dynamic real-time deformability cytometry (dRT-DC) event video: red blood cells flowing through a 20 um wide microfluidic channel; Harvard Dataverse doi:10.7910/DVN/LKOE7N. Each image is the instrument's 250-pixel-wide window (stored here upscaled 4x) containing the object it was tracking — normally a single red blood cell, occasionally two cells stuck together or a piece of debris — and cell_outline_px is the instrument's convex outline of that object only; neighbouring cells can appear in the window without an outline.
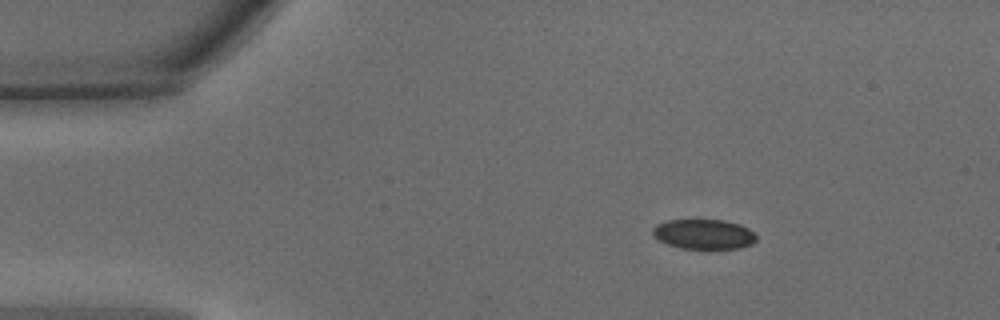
{"species": "common noctule bat (a hibernating species)", "species_latin": "Nyctalus noctula", "temperature_condition": "warm", "stored_images_in_passage": 41, "camera_frame_rate_fps": 3000, "um_per_image_px": 0.085, "animal": {"sex": "male", "body_mass_g": 15.6}, "frame": {"image": 1, "passage_image": 1, "time_ms": 0.0, "image_size_px": [1000, 320], "cell_outline_px": [[756, 240], [752, 244], [740, 248], [680, 248], [668, 244], [652, 236], [652, 228], [656, 224], [664, 220], [724, 220], [740, 224], [748, 228], [756, 236]], "centroid_in_image_um": [59.79, 19.89], "position_along_channel_um": 25.2, "area_um2": 18.03}}
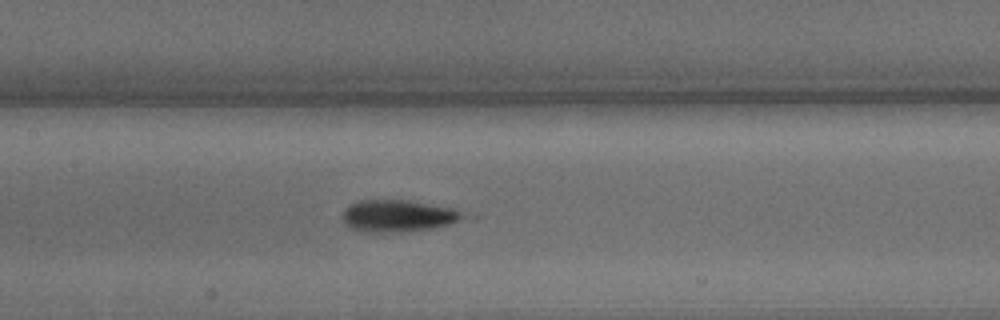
{"frame": {"image": 2, "passage_image": 16, "time_ms": 5.0, "image_size_px": [1000, 320], "cell_outline_px": [[480, 216], [432, 228], [400, 232], [372, 232], [352, 228], [344, 220], [344, 208], [348, 204], [360, 200], [408, 200], [452, 208]], "centroid_in_image_um": [34.0, 18.33], "position_along_channel_um": 173.4, "area_um2": 22.72}}
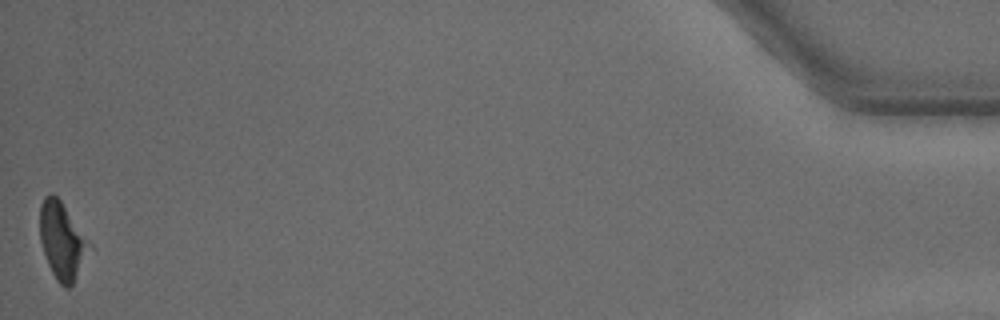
{"frame": {"image": 3, "passage_image": 41, "time_ms": 13.333, "image_size_px": [1000, 320], "cell_outline_px": [[80, 252], [76, 272], [72, 284], [68, 288], [64, 288], [56, 280], [48, 264], [40, 240], [40, 204], [44, 196], [48, 192], [52, 192], [60, 200], [80, 240]], "centroid_in_image_um": [5.01, 20.41], "position_along_channel_um": 430.2, "area_um2": 18.84}}